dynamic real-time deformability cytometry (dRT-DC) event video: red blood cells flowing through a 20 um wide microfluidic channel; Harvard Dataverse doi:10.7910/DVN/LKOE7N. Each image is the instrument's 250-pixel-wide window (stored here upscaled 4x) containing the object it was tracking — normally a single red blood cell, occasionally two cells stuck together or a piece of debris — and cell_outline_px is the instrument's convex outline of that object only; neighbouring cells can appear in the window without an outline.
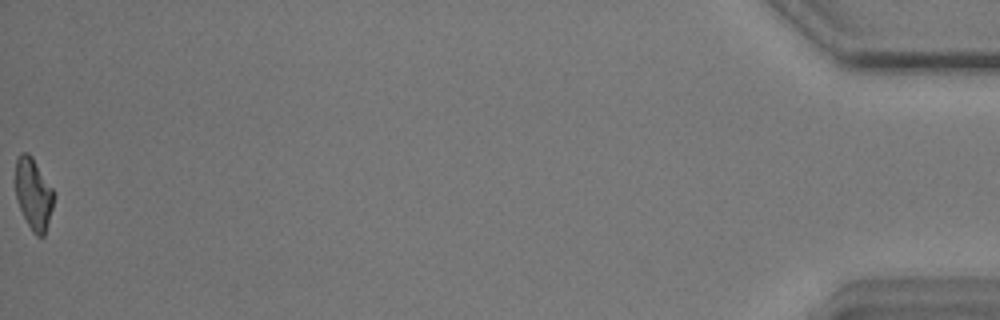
{"species": "common noctule bat (a hibernating species)", "species_latin": "Nyctalus noctula", "temperature_condition": "warm", "stored_images_in_passage": 42, "camera_frame_rate_fps": 3000, "um_per_image_px": 0.085, "animal": {"sex": "male", "body_mass_g": 17.9}, "frame": {"image": 1, "passage_image": 42, "time_ms": 13.667, "image_size_px": [1000, 320], "cell_outline_px": [[52, 208], [44, 236], [36, 236], [32, 232], [20, 208], [16, 196], [16, 156], [20, 152], [28, 152], [32, 156], [52, 188]], "centroid_in_image_um": [2.82, 16.45], "position_along_channel_um": 432.4, "area_um2": 15.61}, "authors_computed_cell_mechanics": {"area_um2": 16.9354, "velocity_mm_per_s": 3.6371, "shape_relaxation_time_tau1_ms": null, "shape_relaxation_time_tau2_ms": 3.8674, "deformation_change_tau1": null, "deformation_change_tau2": 0.1081}}